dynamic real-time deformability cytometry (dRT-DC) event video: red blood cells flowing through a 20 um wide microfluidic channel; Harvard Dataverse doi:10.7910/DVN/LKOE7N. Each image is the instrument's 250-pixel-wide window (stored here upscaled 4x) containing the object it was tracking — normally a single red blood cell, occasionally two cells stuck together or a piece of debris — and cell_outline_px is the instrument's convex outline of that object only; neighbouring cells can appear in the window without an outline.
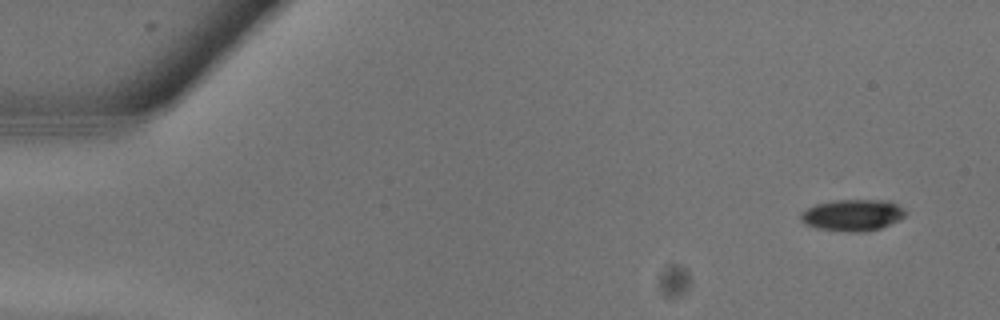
{"species": "common noctule bat (a hibernating species)", "species_latin": "Nyctalus noctula", "temperature_condition": "warm", "stored_images_in_passage": 14, "camera_frame_rate_fps": 3000, "um_per_image_px": 0.085, "animal": {"sex": "male", "body_mass_g": 13.3}, "frame": {"image": 1, "passage_image": 1, "time_ms": 0.0, "image_size_px": [1000, 320], "cell_outline_px": [[904, 216], [900, 220], [880, 228], [864, 232], [848, 232], [816, 228], [804, 224], [800, 220], [800, 212], [816, 204], [836, 200], [888, 200], [904, 208]], "centroid_in_image_um": [72.45, 18.29], "position_along_channel_um": 12.6, "area_um2": 19.31}}
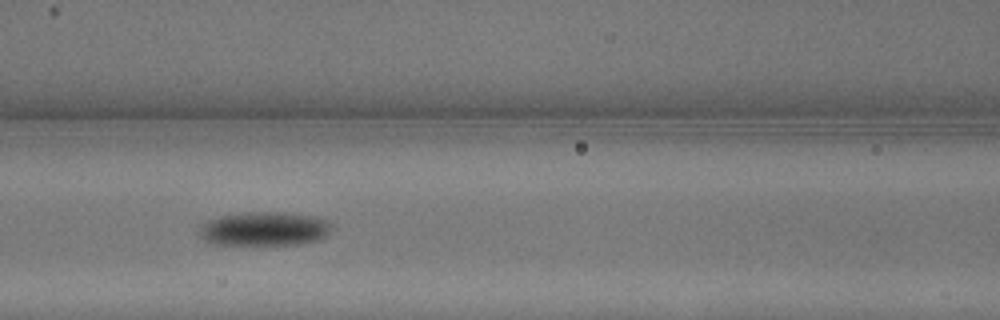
{"frame": {"image": 2, "passage_image": 11, "time_ms": 3.333, "image_size_px": [1000, 320], "cell_outline_px": [[332, 228], [320, 240], [300, 244], [208, 244], [200, 236], [200, 228], [208, 220], [220, 216], [244, 212], [284, 212], [312, 216], [328, 220], [332, 224]], "centroid_in_image_um": [22.48, 19.45], "position_along_channel_um": 144.1, "area_um2": 26.18}}
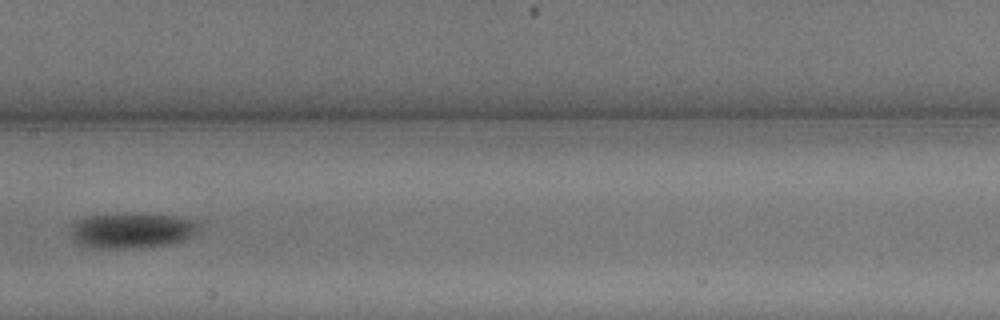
{"frame": {"image": 3, "passage_image": 13, "time_ms": 4.0, "image_size_px": [1000, 320], "cell_outline_px": [[200, 224], [196, 232], [188, 240], [172, 244], [132, 248], [92, 248], [80, 244], [72, 240], [68, 232], [76, 220], [88, 216], [172, 216], [196, 220]], "centroid_in_image_um": [11.2, 19.65], "position_along_channel_um": 196.2, "area_um2": 25.84}}